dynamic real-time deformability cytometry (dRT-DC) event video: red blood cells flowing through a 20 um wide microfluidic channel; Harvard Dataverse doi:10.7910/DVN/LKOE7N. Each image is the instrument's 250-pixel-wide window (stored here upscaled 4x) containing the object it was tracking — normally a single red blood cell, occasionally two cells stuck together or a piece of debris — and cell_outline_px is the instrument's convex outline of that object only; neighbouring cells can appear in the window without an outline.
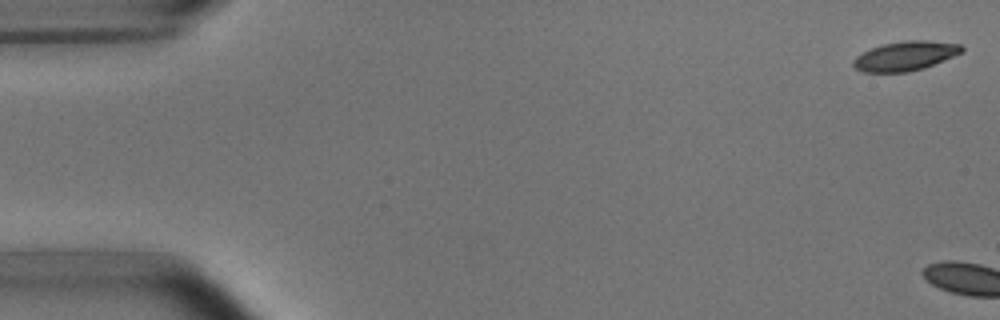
{"species": "common noctule bat (a hibernating species)", "species_latin": "Nyctalus noctula", "temperature_condition": "room temperature", "stored_images_in_passage": 2, "camera_frame_rate_fps": 3000, "um_per_image_px": 0.085, "animal": {"sex": "male", "body_mass_g": 15.6}, "frame": {"image": 1, "passage_image": 1, "time_ms": 0.0, "image_size_px": [1000, 320], "cell_outline_px": [[964, 52], [924, 68], [908, 72], [864, 72], [856, 68], [852, 64], [852, 60], [856, 56], [872, 48], [884, 44], [904, 40], [928, 40], [960, 44], [964, 48]], "centroid_in_image_um": [76.97, 4.75], "position_along_channel_um": 8.0, "area_um2": 18.55}}